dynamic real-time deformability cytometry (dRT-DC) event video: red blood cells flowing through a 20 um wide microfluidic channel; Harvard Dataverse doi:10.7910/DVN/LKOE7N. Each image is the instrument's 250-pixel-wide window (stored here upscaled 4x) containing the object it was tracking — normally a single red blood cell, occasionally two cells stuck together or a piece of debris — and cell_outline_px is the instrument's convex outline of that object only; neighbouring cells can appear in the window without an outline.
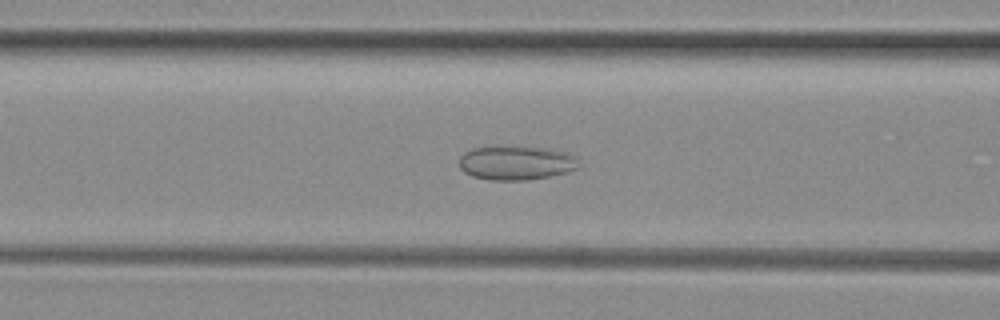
{"species": "common noctule bat (a hibernating species)", "species_latin": "Nyctalus noctula", "temperature_condition": "room temperature", "stored_images_in_passage": 51, "camera_frame_rate_fps": 3000, "um_per_image_px": 0.085, "animal": {"sex": "female", "body_mass_g": 29.2, "forearm_length_mm": 56.3}, "frame": {"image": 1, "passage_image": 20, "time_ms": 6.333, "image_size_px": [1000, 320], "cell_outline_px": [[580, 168], [548, 176], [524, 180], [488, 180], [472, 176], [464, 172], [460, 168], [460, 156], [464, 152], [472, 148], [544, 148], [564, 152], [580, 156]], "centroid_in_image_um": [43.91, 13.87], "position_along_channel_um": 122.7, "area_um2": 23.41}}
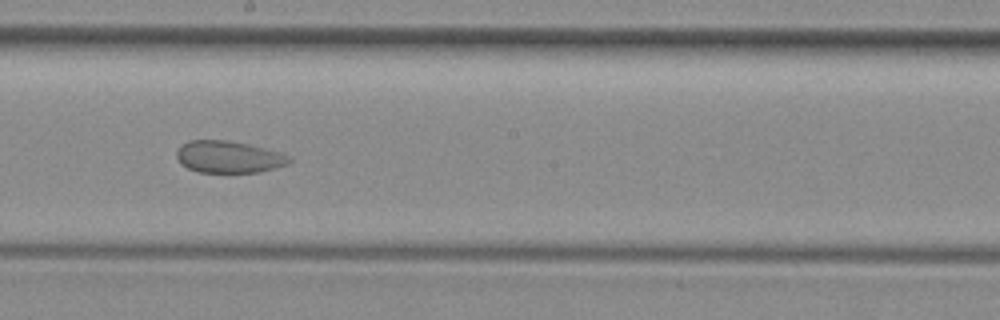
{"frame": {"image": 2, "passage_image": 28, "time_ms": 9.0, "image_size_px": [1000, 320], "cell_outline_px": [[292, 160], [288, 164], [276, 168], [260, 172], [196, 172], [180, 164], [176, 156], [176, 152], [180, 144], [188, 140], [228, 140], [248, 144], [280, 152], [292, 156]], "centroid_in_image_um": [19.43, 13.33], "position_along_channel_um": 228.8, "area_um2": 21.27}}
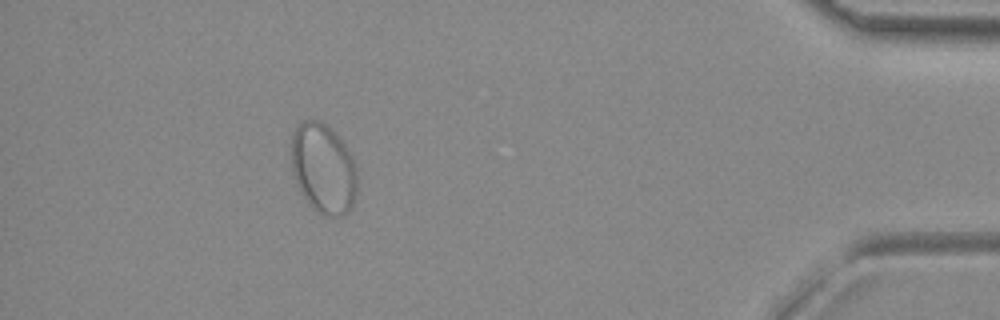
{"frame": {"image": 3, "passage_image": 46, "time_ms": 15.0, "image_size_px": [1000, 320], "cell_outline_px": [[360, 176], [356, 196], [352, 208], [344, 216], [324, 216], [316, 212], [308, 204], [296, 184], [292, 172], [292, 136], [296, 128], [304, 120], [320, 120], [344, 144], [352, 156], [356, 164]], "centroid_in_image_um": [27.53, 14.4], "position_along_channel_um": 407.7, "area_um2": 35.08}}